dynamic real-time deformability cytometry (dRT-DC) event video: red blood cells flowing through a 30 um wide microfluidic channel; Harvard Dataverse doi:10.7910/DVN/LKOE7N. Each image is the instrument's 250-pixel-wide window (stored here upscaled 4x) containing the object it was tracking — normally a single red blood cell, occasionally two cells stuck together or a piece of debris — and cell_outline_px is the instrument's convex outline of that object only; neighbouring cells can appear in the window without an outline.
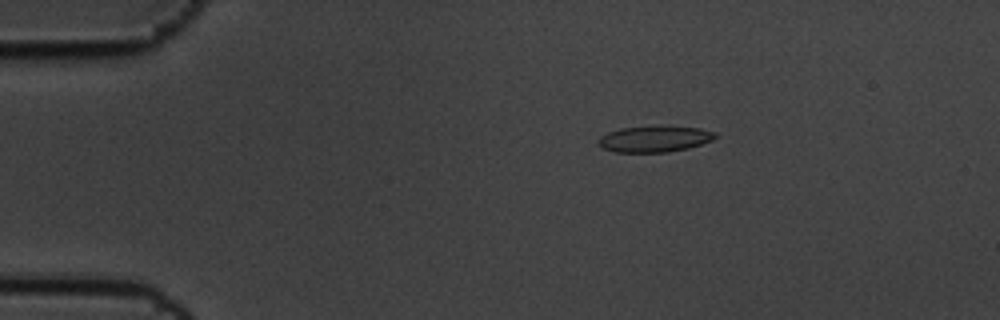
{"species": "common noctule bat (a hibernating species)", "species_latin": "Nyctalus noctula", "temperature_condition": "cold", "stored_images_in_passage": 5, "camera_frame_rate_fps": 3000, "um_per_image_px": 0.085, "animal": {"sex": "male", "body_mass_g": 19.5, "forearm_length_mm": 54.6}, "frame": {"image": 1, "passage_image": 3, "time_ms": 0.667, "image_size_px": [1000, 320], "cell_outline_px": [[716, 136], [712, 140], [688, 148], [668, 152], [612, 152], [600, 148], [596, 144], [596, 140], [600, 136], [608, 132], [620, 128], [700, 128], [716, 132]], "centroid_in_image_um": [55.54, 11.85], "position_along_channel_um": 29.5, "area_um2": 17.34}}